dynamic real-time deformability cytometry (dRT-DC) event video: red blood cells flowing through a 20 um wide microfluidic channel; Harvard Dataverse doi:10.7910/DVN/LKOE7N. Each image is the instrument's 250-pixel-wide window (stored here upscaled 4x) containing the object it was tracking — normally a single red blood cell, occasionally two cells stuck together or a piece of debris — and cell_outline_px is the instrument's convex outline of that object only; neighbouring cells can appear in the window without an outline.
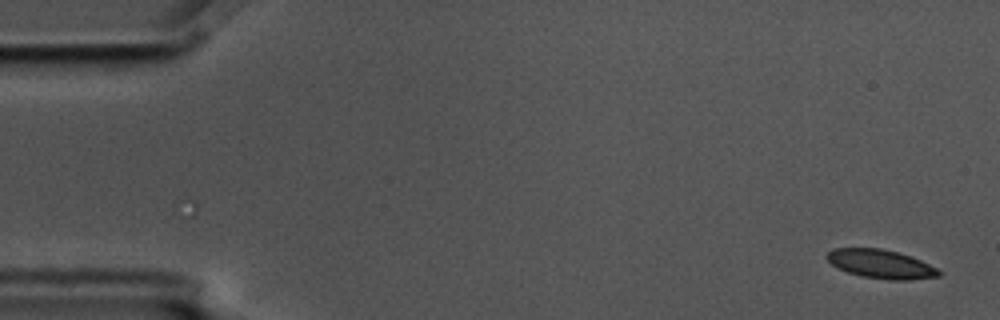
{"species": "common noctule bat (a hibernating species)", "species_latin": "Nyctalus noctula", "temperature_condition": "cold", "stored_images_in_passage": 2, "camera_frame_rate_fps": 3000, "um_per_image_px": 0.085, "animal": {"sex": "male", "body_mass_g": 17.5, "forearm_length_mm": 52.3}, "frame": {"image": 1, "passage_image": 2, "time_ms": 0.333, "image_size_px": [1000, 320], "cell_outline_px": [[940, 276], [908, 280], [892, 280], [864, 276], [848, 272], [832, 264], [824, 256], [832, 248], [880, 248], [896, 252], [920, 260], [936, 268], [940, 272]], "centroid_in_image_um": [74.84, 22.43], "position_along_channel_um": 10.2, "area_um2": 18.38}}